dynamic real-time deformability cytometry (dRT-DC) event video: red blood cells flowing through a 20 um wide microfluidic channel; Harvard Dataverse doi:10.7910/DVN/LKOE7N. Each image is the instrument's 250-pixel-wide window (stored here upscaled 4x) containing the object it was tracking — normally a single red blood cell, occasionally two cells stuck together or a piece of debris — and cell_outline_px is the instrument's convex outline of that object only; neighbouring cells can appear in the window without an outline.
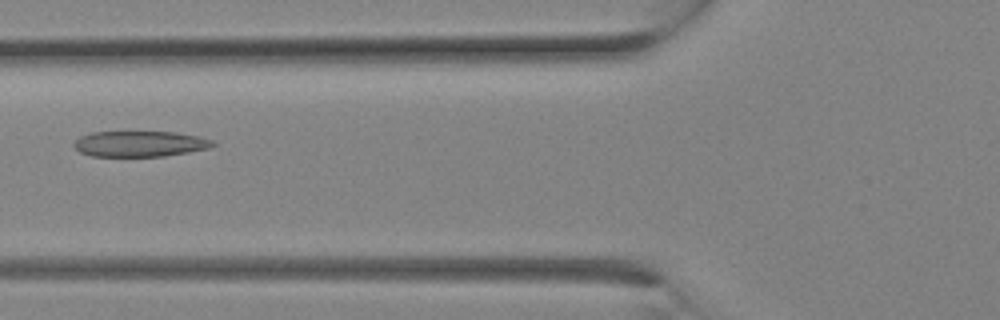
{"species": "Egyptian fruit bat (a non-hibernating species)", "species_latin": "Rousettus aegyptiacus", "temperature_condition": "room temperature", "stored_images_in_passage": 11, "camera_frame_rate_fps": 3000, "um_per_image_px": 0.085, "animal": {"sex": "female"}, "frame": {"image": 1, "passage_image": 10, "time_ms": 3.0, "image_size_px": [1000, 320], "cell_outline_px": [[216, 144], [208, 148], [188, 152], [164, 156], [92, 156], [80, 152], [72, 144], [80, 136], [92, 132], [176, 132], [200, 136], [212, 140]], "centroid_in_image_um": [11.89, 12.22], "position_along_channel_um": 113.9, "area_um2": 20.75}}